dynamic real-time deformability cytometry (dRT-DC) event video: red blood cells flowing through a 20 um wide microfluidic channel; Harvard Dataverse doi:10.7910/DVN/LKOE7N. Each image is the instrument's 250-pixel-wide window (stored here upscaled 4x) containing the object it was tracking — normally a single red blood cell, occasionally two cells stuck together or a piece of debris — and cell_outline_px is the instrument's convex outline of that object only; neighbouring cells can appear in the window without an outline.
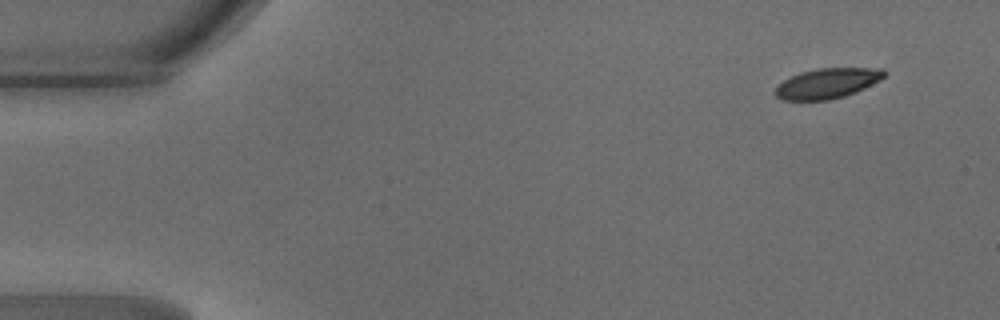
{"species": "common noctule bat (a hibernating species)", "species_latin": "Nyctalus noctula", "temperature_condition": "warm", "stored_images_in_passage": 45, "camera_frame_rate_fps": 3000, "um_per_image_px": 0.085, "animal": {"sex": "male", "body_mass_g": 18.8}, "frame": {"image": 1, "passage_image": 1, "time_ms": 0.0, "image_size_px": [1000, 320], "cell_outline_px": [[888, 72], [880, 80], [856, 92], [844, 96], [828, 100], [784, 100], [776, 96], [776, 88], [784, 80], [800, 72], [816, 68], [884, 68]], "centroid_in_image_um": [70.37, 7.07], "position_along_channel_um": 14.6, "area_um2": 19.07}}
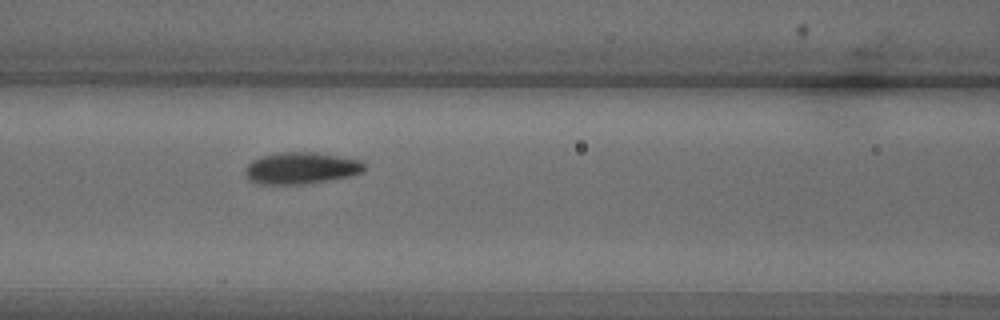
{"frame": {"image": 2, "passage_image": 18, "time_ms": 5.667, "image_size_px": [1000, 320], "cell_outline_px": [[368, 168], [352, 176], [304, 184], [260, 184], [252, 180], [244, 172], [248, 164], [252, 160], [264, 156], [280, 152], [316, 152], [364, 160]], "centroid_in_image_um": [25.68, 14.28], "position_along_channel_um": 140.9, "area_um2": 22.08}}
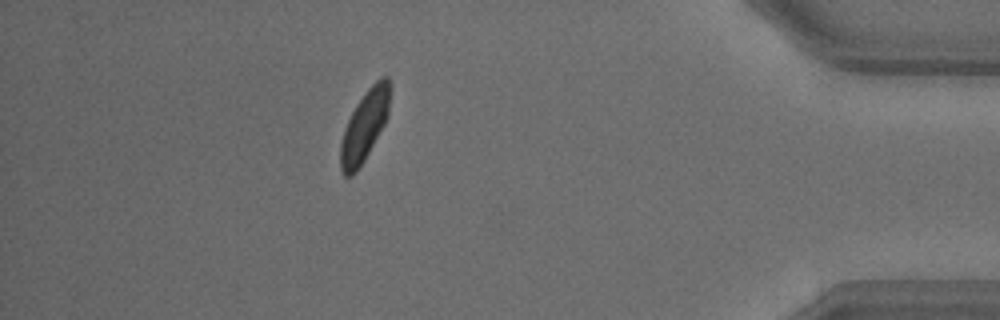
{"frame": {"image": 3, "passage_image": 40, "time_ms": 13.0, "image_size_px": [1000, 320], "cell_outline_px": [[392, 88], [388, 116], [384, 124], [364, 160], [356, 172], [352, 176], [344, 176], [340, 168], [340, 144], [344, 128], [356, 104], [364, 92], [380, 76], [388, 76]], "centroid_in_image_um": [31.0, 10.64], "position_along_channel_um": 404.2, "area_um2": 20.58}, "authors_computed_cell_mechanics": {"area_um2": 20.9814, "velocity_mm_per_s": 4.1954, "shape_relaxation_time_tau1_ms": 1.8346, "shape_relaxation_time_tau2_ms": 1.6145, "deformation_change_tau1": 0.0959, "deformation_change_tau2": 0.0544}}